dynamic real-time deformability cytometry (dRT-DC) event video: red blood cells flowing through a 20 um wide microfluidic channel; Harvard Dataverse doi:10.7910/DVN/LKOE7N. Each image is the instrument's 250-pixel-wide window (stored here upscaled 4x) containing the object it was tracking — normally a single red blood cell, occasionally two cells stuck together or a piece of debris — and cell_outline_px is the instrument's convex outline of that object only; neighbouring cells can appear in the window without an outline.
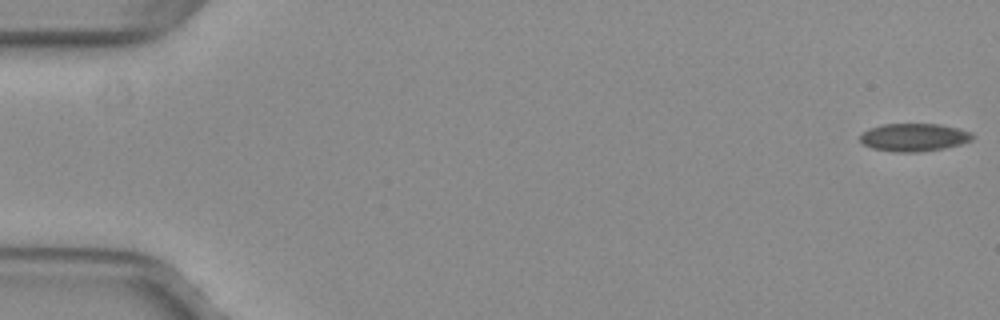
{"species": "common noctule bat (a hibernating species)", "species_latin": "Nyctalus noctula", "temperature_condition": "warm", "stored_images_in_passage": 16, "camera_frame_rate_fps": 3000, "um_per_image_px": 0.085, "animal": {"sex": "female", "body_mass_g": 29.2, "forearm_length_mm": 56.3}, "frame": {"image": 1, "passage_image": 1, "time_ms": 0.0, "image_size_px": [1000, 320], "cell_outline_px": [[976, 136], [972, 140], [960, 144], [944, 148], [916, 152], [896, 152], [872, 148], [864, 144], [860, 140], [860, 132], [868, 128], [884, 124], [940, 124], [960, 128], [972, 132]], "centroid_in_image_um": [77.7, 11.66], "position_along_channel_um": 7.3, "area_um2": 18.44}}
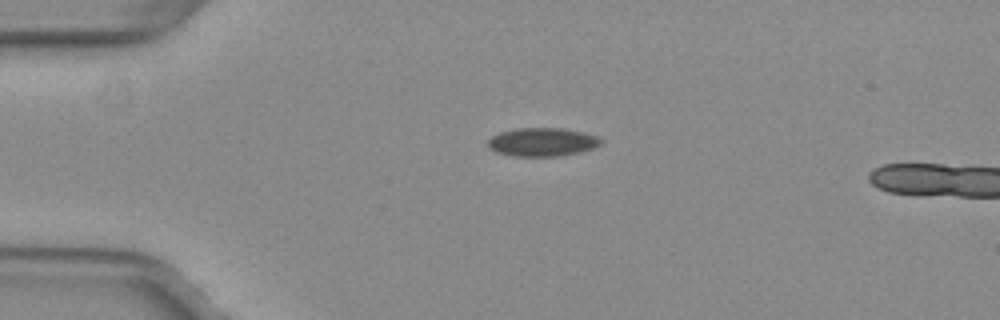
{"frame": {"image": 2, "passage_image": 13, "time_ms": 4.0, "image_size_px": [1000, 320], "cell_outline_px": [[600, 144], [592, 148], [576, 152], [556, 156], [512, 156], [496, 152], [488, 148], [488, 140], [492, 136], [500, 132], [516, 128], [564, 128], [584, 132], [596, 136], [600, 140]], "centroid_in_image_um": [46.03, 12.06], "position_along_channel_um": 39.0, "area_um2": 18.55}}